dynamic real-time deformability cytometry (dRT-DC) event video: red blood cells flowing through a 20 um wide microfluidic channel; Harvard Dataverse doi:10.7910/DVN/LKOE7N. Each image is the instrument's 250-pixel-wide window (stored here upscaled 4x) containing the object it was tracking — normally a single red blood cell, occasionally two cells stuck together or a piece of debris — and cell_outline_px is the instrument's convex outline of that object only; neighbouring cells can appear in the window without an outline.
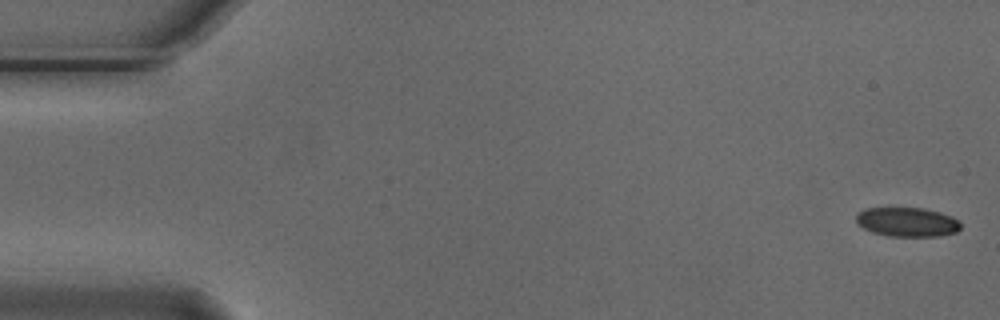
{"species": "Egyptian fruit bat (a non-hibernating species)", "species_latin": "Rousettus aegyptiacus", "temperature_condition": "cold", "stored_images_in_passage": 5, "camera_frame_rate_fps": 3000, "um_per_image_px": 0.085, "animal": {"sex": "male"}, "frame": {"image": 1, "passage_image": 1, "time_ms": 0.0, "image_size_px": [1000, 320], "cell_outline_px": [[960, 228], [956, 232], [936, 236], [888, 236], [872, 232], [856, 224], [856, 212], [864, 208], [924, 208], [940, 212], [952, 216], [960, 224]], "centroid_in_image_um": [77.06, 18.86], "position_along_channel_um": 7.9, "area_um2": 17.86}}
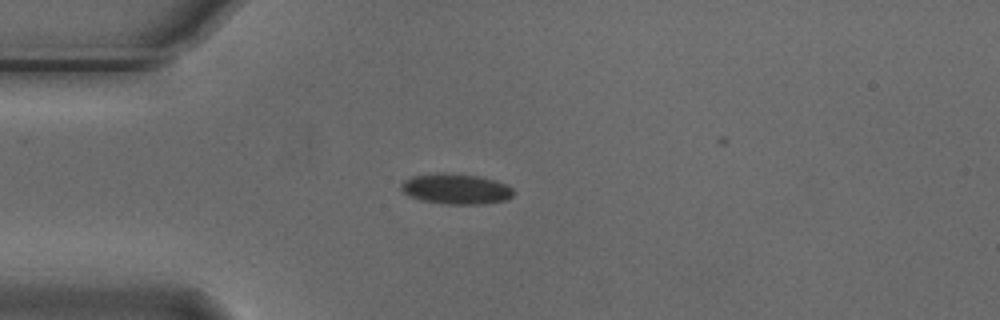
{"frame": {"image": 2, "passage_image": 4, "time_ms": 1.0, "image_size_px": [1000, 320], "cell_outline_px": [[512, 196], [508, 200], [484, 204], [444, 204], [420, 200], [408, 196], [400, 188], [400, 184], [404, 180], [412, 176], [436, 172], [444, 172], [480, 176], [496, 180], [508, 184], [512, 188]], "centroid_in_image_um": [38.75, 16.05], "position_along_channel_um": 46.3, "area_um2": 20.35}}